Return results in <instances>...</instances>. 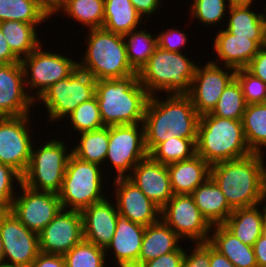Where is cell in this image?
I'll return each mask as SVG.
<instances>
[{
    "label": "cell",
    "instance_id": "1",
    "mask_svg": "<svg viewBox=\"0 0 266 267\" xmlns=\"http://www.w3.org/2000/svg\"><path fill=\"white\" fill-rule=\"evenodd\" d=\"M166 100L150 96L144 114L145 145L150 154L172 137L197 139L200 115L187 94H168Z\"/></svg>",
    "mask_w": 266,
    "mask_h": 267
},
{
    "label": "cell",
    "instance_id": "51",
    "mask_svg": "<svg viewBox=\"0 0 266 267\" xmlns=\"http://www.w3.org/2000/svg\"><path fill=\"white\" fill-rule=\"evenodd\" d=\"M256 262L259 267L266 266V234L263 233L253 245Z\"/></svg>",
    "mask_w": 266,
    "mask_h": 267
},
{
    "label": "cell",
    "instance_id": "13",
    "mask_svg": "<svg viewBox=\"0 0 266 267\" xmlns=\"http://www.w3.org/2000/svg\"><path fill=\"white\" fill-rule=\"evenodd\" d=\"M0 234L6 266L27 267L40 253L39 235L25 227L10 210L0 211Z\"/></svg>",
    "mask_w": 266,
    "mask_h": 267
},
{
    "label": "cell",
    "instance_id": "25",
    "mask_svg": "<svg viewBox=\"0 0 266 267\" xmlns=\"http://www.w3.org/2000/svg\"><path fill=\"white\" fill-rule=\"evenodd\" d=\"M203 217L211 226L222 225L233 209L215 181L209 177L191 194Z\"/></svg>",
    "mask_w": 266,
    "mask_h": 267
},
{
    "label": "cell",
    "instance_id": "18",
    "mask_svg": "<svg viewBox=\"0 0 266 267\" xmlns=\"http://www.w3.org/2000/svg\"><path fill=\"white\" fill-rule=\"evenodd\" d=\"M24 86L21 62L0 64V117H18L30 113L34 95L27 93Z\"/></svg>",
    "mask_w": 266,
    "mask_h": 267
},
{
    "label": "cell",
    "instance_id": "3",
    "mask_svg": "<svg viewBox=\"0 0 266 267\" xmlns=\"http://www.w3.org/2000/svg\"><path fill=\"white\" fill-rule=\"evenodd\" d=\"M95 96L104 126L143 123L150 96L138 74L96 81Z\"/></svg>",
    "mask_w": 266,
    "mask_h": 267
},
{
    "label": "cell",
    "instance_id": "53",
    "mask_svg": "<svg viewBox=\"0 0 266 267\" xmlns=\"http://www.w3.org/2000/svg\"><path fill=\"white\" fill-rule=\"evenodd\" d=\"M65 0H44L47 9L53 13L55 9Z\"/></svg>",
    "mask_w": 266,
    "mask_h": 267
},
{
    "label": "cell",
    "instance_id": "35",
    "mask_svg": "<svg viewBox=\"0 0 266 267\" xmlns=\"http://www.w3.org/2000/svg\"><path fill=\"white\" fill-rule=\"evenodd\" d=\"M241 121L251 152L262 154L266 147V104L247 105Z\"/></svg>",
    "mask_w": 266,
    "mask_h": 267
},
{
    "label": "cell",
    "instance_id": "7",
    "mask_svg": "<svg viewBox=\"0 0 266 267\" xmlns=\"http://www.w3.org/2000/svg\"><path fill=\"white\" fill-rule=\"evenodd\" d=\"M100 167L102 166L82 161L71 153L58 193L62 209L82 211L106 199L102 193L103 174Z\"/></svg>",
    "mask_w": 266,
    "mask_h": 267
},
{
    "label": "cell",
    "instance_id": "11",
    "mask_svg": "<svg viewBox=\"0 0 266 267\" xmlns=\"http://www.w3.org/2000/svg\"><path fill=\"white\" fill-rule=\"evenodd\" d=\"M142 124L109 127L106 159L112 163L113 168L117 171L115 178L127 177L130 174L129 171L132 172L141 160L149 156L145 145V129Z\"/></svg>",
    "mask_w": 266,
    "mask_h": 267
},
{
    "label": "cell",
    "instance_id": "2",
    "mask_svg": "<svg viewBox=\"0 0 266 267\" xmlns=\"http://www.w3.org/2000/svg\"><path fill=\"white\" fill-rule=\"evenodd\" d=\"M263 154L251 153L211 165L210 177L219 186L233 210L259 204L266 185Z\"/></svg>",
    "mask_w": 266,
    "mask_h": 267
},
{
    "label": "cell",
    "instance_id": "54",
    "mask_svg": "<svg viewBox=\"0 0 266 267\" xmlns=\"http://www.w3.org/2000/svg\"><path fill=\"white\" fill-rule=\"evenodd\" d=\"M229 6H251L253 0H228Z\"/></svg>",
    "mask_w": 266,
    "mask_h": 267
},
{
    "label": "cell",
    "instance_id": "50",
    "mask_svg": "<svg viewBox=\"0 0 266 267\" xmlns=\"http://www.w3.org/2000/svg\"><path fill=\"white\" fill-rule=\"evenodd\" d=\"M20 62V59L11 51L0 27V64Z\"/></svg>",
    "mask_w": 266,
    "mask_h": 267
},
{
    "label": "cell",
    "instance_id": "34",
    "mask_svg": "<svg viewBox=\"0 0 266 267\" xmlns=\"http://www.w3.org/2000/svg\"><path fill=\"white\" fill-rule=\"evenodd\" d=\"M64 12L89 29L103 27L104 0H65L52 13Z\"/></svg>",
    "mask_w": 266,
    "mask_h": 267
},
{
    "label": "cell",
    "instance_id": "55",
    "mask_svg": "<svg viewBox=\"0 0 266 267\" xmlns=\"http://www.w3.org/2000/svg\"><path fill=\"white\" fill-rule=\"evenodd\" d=\"M265 200H266V185L263 189L259 204L261 205V203H262V206H263V202H265ZM262 208H263L262 211H263V215H264V223L266 224V205H264V207H262Z\"/></svg>",
    "mask_w": 266,
    "mask_h": 267
},
{
    "label": "cell",
    "instance_id": "49",
    "mask_svg": "<svg viewBox=\"0 0 266 267\" xmlns=\"http://www.w3.org/2000/svg\"><path fill=\"white\" fill-rule=\"evenodd\" d=\"M137 12L143 17L154 14L155 10L160 9L161 0H130Z\"/></svg>",
    "mask_w": 266,
    "mask_h": 267
},
{
    "label": "cell",
    "instance_id": "40",
    "mask_svg": "<svg viewBox=\"0 0 266 267\" xmlns=\"http://www.w3.org/2000/svg\"><path fill=\"white\" fill-rule=\"evenodd\" d=\"M68 117L73 130H77L78 133L104 127L96 96L79 104Z\"/></svg>",
    "mask_w": 266,
    "mask_h": 267
},
{
    "label": "cell",
    "instance_id": "36",
    "mask_svg": "<svg viewBox=\"0 0 266 267\" xmlns=\"http://www.w3.org/2000/svg\"><path fill=\"white\" fill-rule=\"evenodd\" d=\"M126 43L127 57L130 65L137 71L148 62L157 48V37L146 30H132L123 35Z\"/></svg>",
    "mask_w": 266,
    "mask_h": 267
},
{
    "label": "cell",
    "instance_id": "46",
    "mask_svg": "<svg viewBox=\"0 0 266 267\" xmlns=\"http://www.w3.org/2000/svg\"><path fill=\"white\" fill-rule=\"evenodd\" d=\"M184 255L185 249L179 247L176 251L144 262L140 267H181Z\"/></svg>",
    "mask_w": 266,
    "mask_h": 267
},
{
    "label": "cell",
    "instance_id": "21",
    "mask_svg": "<svg viewBox=\"0 0 266 267\" xmlns=\"http://www.w3.org/2000/svg\"><path fill=\"white\" fill-rule=\"evenodd\" d=\"M116 204L104 199L81 211L84 239L98 247L106 248L116 229L119 216Z\"/></svg>",
    "mask_w": 266,
    "mask_h": 267
},
{
    "label": "cell",
    "instance_id": "37",
    "mask_svg": "<svg viewBox=\"0 0 266 267\" xmlns=\"http://www.w3.org/2000/svg\"><path fill=\"white\" fill-rule=\"evenodd\" d=\"M196 142L197 139L172 137L160 143L149 156L164 165L187 160L196 155Z\"/></svg>",
    "mask_w": 266,
    "mask_h": 267
},
{
    "label": "cell",
    "instance_id": "47",
    "mask_svg": "<svg viewBox=\"0 0 266 267\" xmlns=\"http://www.w3.org/2000/svg\"><path fill=\"white\" fill-rule=\"evenodd\" d=\"M246 69L266 83V45L259 49Z\"/></svg>",
    "mask_w": 266,
    "mask_h": 267
},
{
    "label": "cell",
    "instance_id": "17",
    "mask_svg": "<svg viewBox=\"0 0 266 267\" xmlns=\"http://www.w3.org/2000/svg\"><path fill=\"white\" fill-rule=\"evenodd\" d=\"M38 235L40 252L64 256L84 239L81 211L61 209Z\"/></svg>",
    "mask_w": 266,
    "mask_h": 267
},
{
    "label": "cell",
    "instance_id": "10",
    "mask_svg": "<svg viewBox=\"0 0 266 267\" xmlns=\"http://www.w3.org/2000/svg\"><path fill=\"white\" fill-rule=\"evenodd\" d=\"M42 48L40 44L20 60L27 89L38 90H35L34 100L54 83L67 78L78 67V62L59 53L43 51Z\"/></svg>",
    "mask_w": 266,
    "mask_h": 267
},
{
    "label": "cell",
    "instance_id": "45",
    "mask_svg": "<svg viewBox=\"0 0 266 267\" xmlns=\"http://www.w3.org/2000/svg\"><path fill=\"white\" fill-rule=\"evenodd\" d=\"M157 36L158 47L172 51L181 52L180 48L186 46L187 35L178 29H168L165 32H160Z\"/></svg>",
    "mask_w": 266,
    "mask_h": 267
},
{
    "label": "cell",
    "instance_id": "28",
    "mask_svg": "<svg viewBox=\"0 0 266 267\" xmlns=\"http://www.w3.org/2000/svg\"><path fill=\"white\" fill-rule=\"evenodd\" d=\"M214 234L209 243L220 254L227 257L235 267H258L253 246L242 243L223 224L212 226Z\"/></svg>",
    "mask_w": 266,
    "mask_h": 267
},
{
    "label": "cell",
    "instance_id": "30",
    "mask_svg": "<svg viewBox=\"0 0 266 267\" xmlns=\"http://www.w3.org/2000/svg\"><path fill=\"white\" fill-rule=\"evenodd\" d=\"M142 16L130 0H104L103 29L126 35L139 26Z\"/></svg>",
    "mask_w": 266,
    "mask_h": 267
},
{
    "label": "cell",
    "instance_id": "22",
    "mask_svg": "<svg viewBox=\"0 0 266 267\" xmlns=\"http://www.w3.org/2000/svg\"><path fill=\"white\" fill-rule=\"evenodd\" d=\"M145 226L118 216L115 233L104 249L114 251L119 267H138V258L144 237Z\"/></svg>",
    "mask_w": 266,
    "mask_h": 267
},
{
    "label": "cell",
    "instance_id": "24",
    "mask_svg": "<svg viewBox=\"0 0 266 267\" xmlns=\"http://www.w3.org/2000/svg\"><path fill=\"white\" fill-rule=\"evenodd\" d=\"M210 165L199 155L167 165L173 194H192L210 177Z\"/></svg>",
    "mask_w": 266,
    "mask_h": 267
},
{
    "label": "cell",
    "instance_id": "33",
    "mask_svg": "<svg viewBox=\"0 0 266 267\" xmlns=\"http://www.w3.org/2000/svg\"><path fill=\"white\" fill-rule=\"evenodd\" d=\"M80 142L72 149V154L78 159L101 165L106 160L109 127L80 133Z\"/></svg>",
    "mask_w": 266,
    "mask_h": 267
},
{
    "label": "cell",
    "instance_id": "15",
    "mask_svg": "<svg viewBox=\"0 0 266 267\" xmlns=\"http://www.w3.org/2000/svg\"><path fill=\"white\" fill-rule=\"evenodd\" d=\"M29 115L0 117V163L11 166L21 175L28 167L34 146L28 127Z\"/></svg>",
    "mask_w": 266,
    "mask_h": 267
},
{
    "label": "cell",
    "instance_id": "43",
    "mask_svg": "<svg viewBox=\"0 0 266 267\" xmlns=\"http://www.w3.org/2000/svg\"><path fill=\"white\" fill-rule=\"evenodd\" d=\"M15 180L20 185L22 175L11 166L0 163V211L10 210L15 197L12 187Z\"/></svg>",
    "mask_w": 266,
    "mask_h": 267
},
{
    "label": "cell",
    "instance_id": "56",
    "mask_svg": "<svg viewBox=\"0 0 266 267\" xmlns=\"http://www.w3.org/2000/svg\"><path fill=\"white\" fill-rule=\"evenodd\" d=\"M5 266V260H4V249H3V244L1 240V234H0V267Z\"/></svg>",
    "mask_w": 266,
    "mask_h": 267
},
{
    "label": "cell",
    "instance_id": "41",
    "mask_svg": "<svg viewBox=\"0 0 266 267\" xmlns=\"http://www.w3.org/2000/svg\"><path fill=\"white\" fill-rule=\"evenodd\" d=\"M238 81L247 105L264 103L266 100V83L255 77L246 68L236 69Z\"/></svg>",
    "mask_w": 266,
    "mask_h": 267
},
{
    "label": "cell",
    "instance_id": "39",
    "mask_svg": "<svg viewBox=\"0 0 266 267\" xmlns=\"http://www.w3.org/2000/svg\"><path fill=\"white\" fill-rule=\"evenodd\" d=\"M104 248L83 239L64 255L66 267H105Z\"/></svg>",
    "mask_w": 266,
    "mask_h": 267
},
{
    "label": "cell",
    "instance_id": "29",
    "mask_svg": "<svg viewBox=\"0 0 266 267\" xmlns=\"http://www.w3.org/2000/svg\"><path fill=\"white\" fill-rule=\"evenodd\" d=\"M260 205L237 208L229 215L223 224L242 243L253 246L256 240L264 233L263 211Z\"/></svg>",
    "mask_w": 266,
    "mask_h": 267
},
{
    "label": "cell",
    "instance_id": "19",
    "mask_svg": "<svg viewBox=\"0 0 266 267\" xmlns=\"http://www.w3.org/2000/svg\"><path fill=\"white\" fill-rule=\"evenodd\" d=\"M114 180L117 188L115 202L119 216L145 227L161 219L158 217L161 215V209L127 177Z\"/></svg>",
    "mask_w": 266,
    "mask_h": 267
},
{
    "label": "cell",
    "instance_id": "12",
    "mask_svg": "<svg viewBox=\"0 0 266 267\" xmlns=\"http://www.w3.org/2000/svg\"><path fill=\"white\" fill-rule=\"evenodd\" d=\"M181 239L193 243L208 242L213 229L203 217L191 194H175L161 209L159 216ZM185 237V238H184Z\"/></svg>",
    "mask_w": 266,
    "mask_h": 267
},
{
    "label": "cell",
    "instance_id": "38",
    "mask_svg": "<svg viewBox=\"0 0 266 267\" xmlns=\"http://www.w3.org/2000/svg\"><path fill=\"white\" fill-rule=\"evenodd\" d=\"M246 106L242 89L234 78L223 90L211 114L221 118L242 120Z\"/></svg>",
    "mask_w": 266,
    "mask_h": 267
},
{
    "label": "cell",
    "instance_id": "16",
    "mask_svg": "<svg viewBox=\"0 0 266 267\" xmlns=\"http://www.w3.org/2000/svg\"><path fill=\"white\" fill-rule=\"evenodd\" d=\"M224 67L226 70L220 68L214 61L205 63L202 69L198 65L196 67L191 89L187 95L200 116L212 112L223 90L235 78L236 69ZM230 71L232 72L229 73Z\"/></svg>",
    "mask_w": 266,
    "mask_h": 267
},
{
    "label": "cell",
    "instance_id": "14",
    "mask_svg": "<svg viewBox=\"0 0 266 267\" xmlns=\"http://www.w3.org/2000/svg\"><path fill=\"white\" fill-rule=\"evenodd\" d=\"M22 195L15 196L10 211L30 231L39 234L62 209L58 194L36 191L20 184Z\"/></svg>",
    "mask_w": 266,
    "mask_h": 267
},
{
    "label": "cell",
    "instance_id": "31",
    "mask_svg": "<svg viewBox=\"0 0 266 267\" xmlns=\"http://www.w3.org/2000/svg\"><path fill=\"white\" fill-rule=\"evenodd\" d=\"M39 24H28L16 20L0 22L2 34L11 51L21 60L33 52L40 44L36 34Z\"/></svg>",
    "mask_w": 266,
    "mask_h": 267
},
{
    "label": "cell",
    "instance_id": "52",
    "mask_svg": "<svg viewBox=\"0 0 266 267\" xmlns=\"http://www.w3.org/2000/svg\"><path fill=\"white\" fill-rule=\"evenodd\" d=\"M210 267H235L224 255L220 254L210 244Z\"/></svg>",
    "mask_w": 266,
    "mask_h": 267
},
{
    "label": "cell",
    "instance_id": "48",
    "mask_svg": "<svg viewBox=\"0 0 266 267\" xmlns=\"http://www.w3.org/2000/svg\"><path fill=\"white\" fill-rule=\"evenodd\" d=\"M27 267H66L64 256L40 252Z\"/></svg>",
    "mask_w": 266,
    "mask_h": 267
},
{
    "label": "cell",
    "instance_id": "27",
    "mask_svg": "<svg viewBox=\"0 0 266 267\" xmlns=\"http://www.w3.org/2000/svg\"><path fill=\"white\" fill-rule=\"evenodd\" d=\"M228 6L230 17L227 28L237 37H248L260 47L266 45V13H255L251 6Z\"/></svg>",
    "mask_w": 266,
    "mask_h": 267
},
{
    "label": "cell",
    "instance_id": "9",
    "mask_svg": "<svg viewBox=\"0 0 266 267\" xmlns=\"http://www.w3.org/2000/svg\"><path fill=\"white\" fill-rule=\"evenodd\" d=\"M96 80L86 71L75 68L65 79L51 85L37 99L48 109L50 121L67 117L77 106L95 96Z\"/></svg>",
    "mask_w": 266,
    "mask_h": 267
},
{
    "label": "cell",
    "instance_id": "5",
    "mask_svg": "<svg viewBox=\"0 0 266 267\" xmlns=\"http://www.w3.org/2000/svg\"><path fill=\"white\" fill-rule=\"evenodd\" d=\"M197 64L182 52H172L157 46L148 62L139 70L138 79L149 96L156 92L188 94Z\"/></svg>",
    "mask_w": 266,
    "mask_h": 267
},
{
    "label": "cell",
    "instance_id": "20",
    "mask_svg": "<svg viewBox=\"0 0 266 267\" xmlns=\"http://www.w3.org/2000/svg\"><path fill=\"white\" fill-rule=\"evenodd\" d=\"M127 178L160 209L174 195L167 165L154 161L150 156L141 160Z\"/></svg>",
    "mask_w": 266,
    "mask_h": 267
},
{
    "label": "cell",
    "instance_id": "8",
    "mask_svg": "<svg viewBox=\"0 0 266 267\" xmlns=\"http://www.w3.org/2000/svg\"><path fill=\"white\" fill-rule=\"evenodd\" d=\"M64 144L63 140L52 139L36 150L32 147L28 167L22 175V184L36 191L58 194L72 153L67 154Z\"/></svg>",
    "mask_w": 266,
    "mask_h": 267
},
{
    "label": "cell",
    "instance_id": "57",
    "mask_svg": "<svg viewBox=\"0 0 266 267\" xmlns=\"http://www.w3.org/2000/svg\"><path fill=\"white\" fill-rule=\"evenodd\" d=\"M264 233L266 234V224H264Z\"/></svg>",
    "mask_w": 266,
    "mask_h": 267
},
{
    "label": "cell",
    "instance_id": "4",
    "mask_svg": "<svg viewBox=\"0 0 266 267\" xmlns=\"http://www.w3.org/2000/svg\"><path fill=\"white\" fill-rule=\"evenodd\" d=\"M241 120L207 113L198 123L196 154L210 166L251 154Z\"/></svg>",
    "mask_w": 266,
    "mask_h": 267
},
{
    "label": "cell",
    "instance_id": "23",
    "mask_svg": "<svg viewBox=\"0 0 266 267\" xmlns=\"http://www.w3.org/2000/svg\"><path fill=\"white\" fill-rule=\"evenodd\" d=\"M261 47L248 37H237L228 30H219L214 39V50L224 66L246 68Z\"/></svg>",
    "mask_w": 266,
    "mask_h": 267
},
{
    "label": "cell",
    "instance_id": "26",
    "mask_svg": "<svg viewBox=\"0 0 266 267\" xmlns=\"http://www.w3.org/2000/svg\"><path fill=\"white\" fill-rule=\"evenodd\" d=\"M181 238L162 219L145 227L138 258V267L144 262L176 251Z\"/></svg>",
    "mask_w": 266,
    "mask_h": 267
},
{
    "label": "cell",
    "instance_id": "32",
    "mask_svg": "<svg viewBox=\"0 0 266 267\" xmlns=\"http://www.w3.org/2000/svg\"><path fill=\"white\" fill-rule=\"evenodd\" d=\"M51 15L44 0H0V22L16 20L41 25Z\"/></svg>",
    "mask_w": 266,
    "mask_h": 267
},
{
    "label": "cell",
    "instance_id": "44",
    "mask_svg": "<svg viewBox=\"0 0 266 267\" xmlns=\"http://www.w3.org/2000/svg\"><path fill=\"white\" fill-rule=\"evenodd\" d=\"M192 253L185 251L181 267H210V243L196 242Z\"/></svg>",
    "mask_w": 266,
    "mask_h": 267
},
{
    "label": "cell",
    "instance_id": "6",
    "mask_svg": "<svg viewBox=\"0 0 266 267\" xmlns=\"http://www.w3.org/2000/svg\"><path fill=\"white\" fill-rule=\"evenodd\" d=\"M88 45L78 67L96 81L124 78L138 72L130 65L123 35L103 28L89 29Z\"/></svg>",
    "mask_w": 266,
    "mask_h": 267
},
{
    "label": "cell",
    "instance_id": "42",
    "mask_svg": "<svg viewBox=\"0 0 266 267\" xmlns=\"http://www.w3.org/2000/svg\"><path fill=\"white\" fill-rule=\"evenodd\" d=\"M190 15L204 24L217 25L225 16L226 0H193Z\"/></svg>",
    "mask_w": 266,
    "mask_h": 267
}]
</instances>
